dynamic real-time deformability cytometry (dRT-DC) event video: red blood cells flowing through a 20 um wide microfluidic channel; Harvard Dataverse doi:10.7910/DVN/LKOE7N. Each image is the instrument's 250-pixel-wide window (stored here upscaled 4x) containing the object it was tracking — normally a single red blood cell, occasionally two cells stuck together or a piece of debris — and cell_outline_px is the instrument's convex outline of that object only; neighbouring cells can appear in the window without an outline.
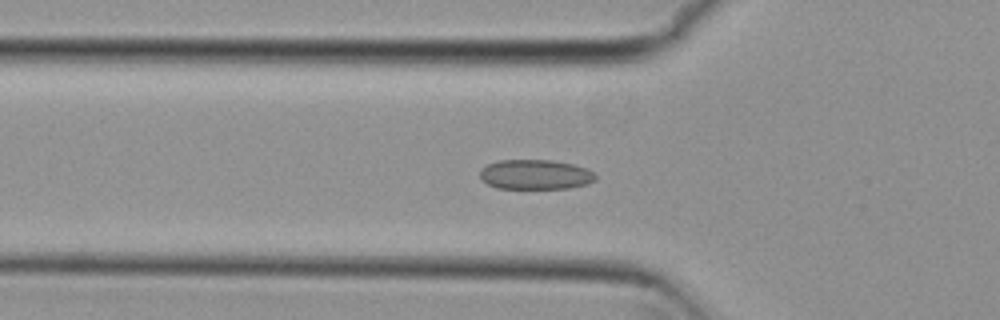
{"species": "common noctule bat (a hibernating species)", "species_latin": "Nyctalus noctula", "temperature_condition": "cold", "stored_images_in_passage": 54, "camera_frame_rate_fps": 3000, "um_per_image_px": 0.085, "animal": {"sex": "female", "body_mass_g": 29.2, "forearm_length_mm": 56.3}, "frame": {"image": 1, "passage_image": 18, "time_ms": 5.667, "image_size_px": [1000, 320], "cell_outline_px": [[596, 180], [588, 184], [568, 188], [496, 188], [480, 180], [480, 172], [488, 164], [500, 160], [552, 160], [572, 164], [584, 168], [592, 172], [596, 176]], "centroid_in_image_um": [45.5, 14.84], "position_along_channel_um": 80.3, "area_um2": 19.94}}
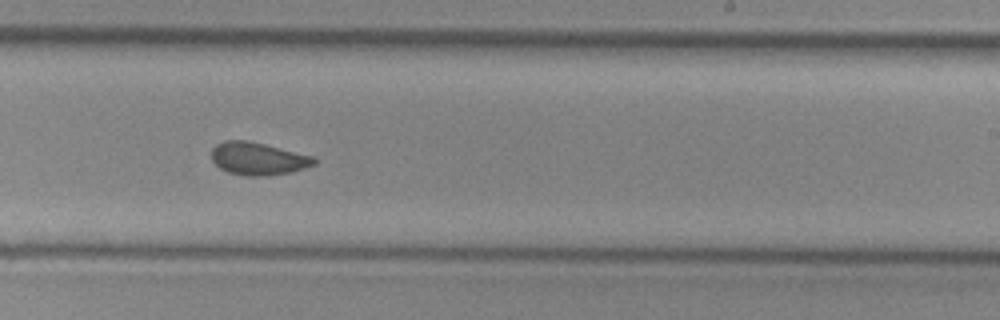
{"frame": {"image": 2, "passage_image": 33, "time_ms": 10.667, "image_size_px": [1000, 320], "cell_outline_px": [[316, 164], [292, 172], [268, 176], [248, 176], [228, 172], [220, 168], [212, 160], [212, 148], [216, 144], [224, 140], [248, 140], [312, 156], [316, 160]], "centroid_in_image_um": [21.92, 13.49], "position_along_channel_um": 267.1, "area_um2": 19.48}}
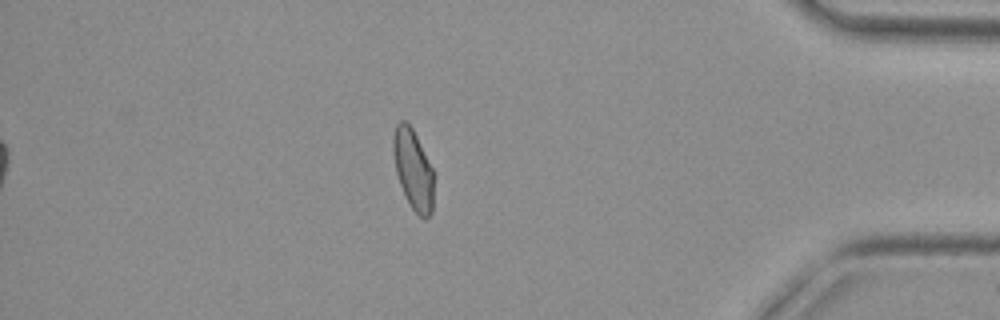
{"frame": {"image": 3, "passage_image": 47, "time_ms": 15.333, "image_size_px": [1000, 320], "cell_outline_px": [[432, 212], [428, 216], [420, 216], [412, 208], [404, 196], [396, 172], [392, 148], [392, 136], [396, 124], [400, 120], [404, 120], [412, 128], [432, 168]], "centroid_in_image_um": [35.07, 14.36], "position_along_channel_um": 400.1, "area_um2": 18.55}, "authors_computed_cell_mechanics": {"area_um2": 19.7098, "velocity_mm_per_s": 3.7274, "shape_relaxation_time_tau1_ms": null, "shape_relaxation_time_tau2_ms": 1.2092, "deformation_change_tau1": null, "deformation_change_tau2": 0.0466}}